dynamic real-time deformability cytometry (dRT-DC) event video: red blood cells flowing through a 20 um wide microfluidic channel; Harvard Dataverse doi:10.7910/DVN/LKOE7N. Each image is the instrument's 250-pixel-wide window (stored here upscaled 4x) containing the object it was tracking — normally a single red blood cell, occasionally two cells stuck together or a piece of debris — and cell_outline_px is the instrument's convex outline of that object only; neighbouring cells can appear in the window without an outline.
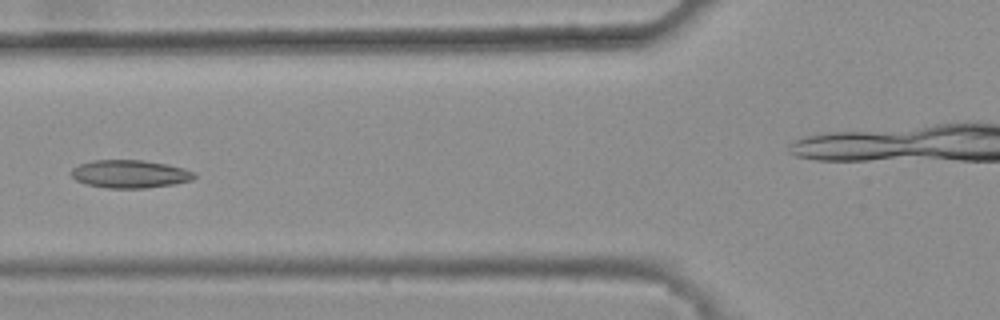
{"species": "common noctule bat (a hibernating species)", "species_latin": "Nyctalus noctula", "temperature_condition": "warm", "stored_images_in_passage": 8, "segment_of_instrument_passage": [1, 2], "camera_frame_rate_fps": 3000, "um_per_image_px": 0.085, "animal": {"sex": "female", "body_mass_g": 25.1}, "frame": {"image": 1, "passage_image": 6, "time_ms": 1.667, "image_size_px": [1000, 320], "cell_outline_px": [[196, 176], [192, 180], [172, 184], [144, 188], [108, 188], [88, 184], [76, 180], [72, 176], [72, 168], [80, 164], [92, 160], [144, 160], [168, 164], [184, 168], [196, 172]], "centroid_in_image_um": [11.07, 14.78], "position_along_channel_um": 114.7, "area_um2": 20.0}}
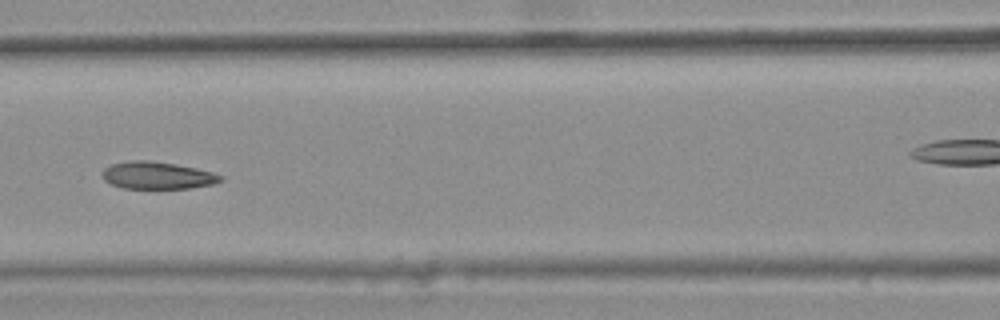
{"frame": {"image": 2, "passage_image": 7, "time_ms": 2.0, "image_size_px": [1000, 320], "cell_outline_px": [[224, 176], [220, 180], [212, 184], [188, 188], [124, 188], [112, 184], [104, 180], [100, 176], [100, 172], [104, 168], [112, 164], [132, 160], [144, 160], [176, 164], [196, 168], [212, 172]], "centroid_in_image_um": [13.32, 14.9], "position_along_channel_um": 153.3, "area_um2": 18.67}}